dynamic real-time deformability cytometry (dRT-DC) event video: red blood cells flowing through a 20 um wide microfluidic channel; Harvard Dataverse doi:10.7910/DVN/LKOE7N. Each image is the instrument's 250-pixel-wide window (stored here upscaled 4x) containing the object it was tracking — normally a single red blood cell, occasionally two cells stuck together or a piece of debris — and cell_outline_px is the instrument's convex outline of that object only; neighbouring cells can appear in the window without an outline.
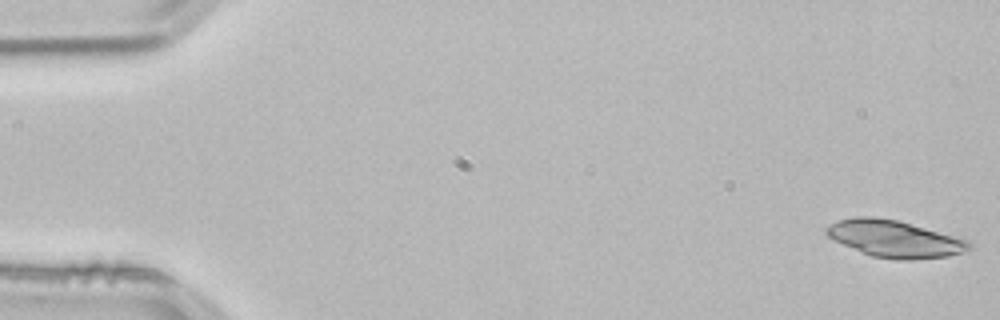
{"species": "common noctule bat (a hibernating species)", "species_latin": "Nyctalus noctula", "temperature_condition": "room temperature", "stored_images_in_passage": 52, "segment_of_instrument_passage": [1, 2], "camera_frame_rate_fps": 3000, "um_per_image_px": 0.085, "animal": {"sex": "male", "body_mass_g": 21.5, "forearm_length_mm": 52.0}, "frame": {"image": 1, "passage_image": 1, "time_ms": 0.0, "image_size_px": [1000, 320], "cell_outline_px": [[972, 248], [948, 256], [912, 260], [900, 260], [872, 256], [844, 244], [828, 236], [824, 232], [824, 228], [828, 224], [836, 220], [856, 216], [876, 216], [896, 220], [964, 236], [972, 244]], "centroid_in_image_um": [76.1, 20.27], "position_along_channel_um": 8.9, "area_um2": 31.15}}
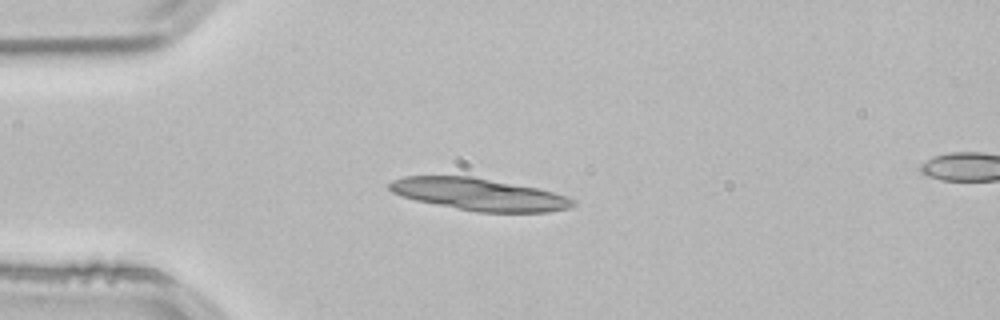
{"frame": {"image": 2, "passage_image": 13, "time_ms": 4.0, "image_size_px": [1000, 320], "cell_outline_px": [[576, 204], [568, 208], [548, 212], [476, 212], [416, 200], [392, 192], [388, 188], [388, 184], [392, 180], [404, 176], [472, 176], [536, 188], [552, 192], [576, 200]], "centroid_in_image_um": [40.71, 16.52], "position_along_channel_um": 44.3, "area_um2": 34.04}}